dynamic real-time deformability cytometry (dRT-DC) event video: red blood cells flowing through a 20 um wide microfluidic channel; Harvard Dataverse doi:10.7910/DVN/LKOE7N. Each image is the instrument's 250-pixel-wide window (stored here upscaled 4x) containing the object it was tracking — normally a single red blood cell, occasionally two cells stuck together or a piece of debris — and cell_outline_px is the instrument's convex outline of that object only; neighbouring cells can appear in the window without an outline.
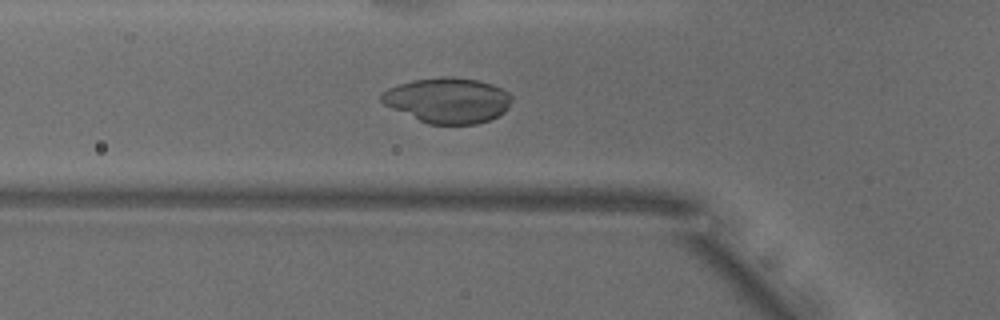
{"species": "common noctule bat (a hibernating species)", "species_latin": "Nyctalus noctula", "temperature_condition": "warm", "stored_images_in_passage": 46, "camera_frame_rate_fps": 3000, "um_per_image_px": 0.085, "animal": {"sex": "male", "body_mass_g": 18.8}, "frame": {"image": 1, "passage_image": 12, "time_ms": 3.667, "image_size_px": [1000, 320], "cell_outline_px": [[512, 100], [508, 108], [500, 116], [476, 124], [428, 124], [392, 108], [384, 104], [380, 100], [380, 96], [388, 88], [412, 80], [444, 76], [452, 76], [480, 80], [492, 84], [508, 92], [512, 96]], "centroid_in_image_um": [38.09, 8.52], "position_along_channel_um": 87.7, "area_um2": 34.45}}
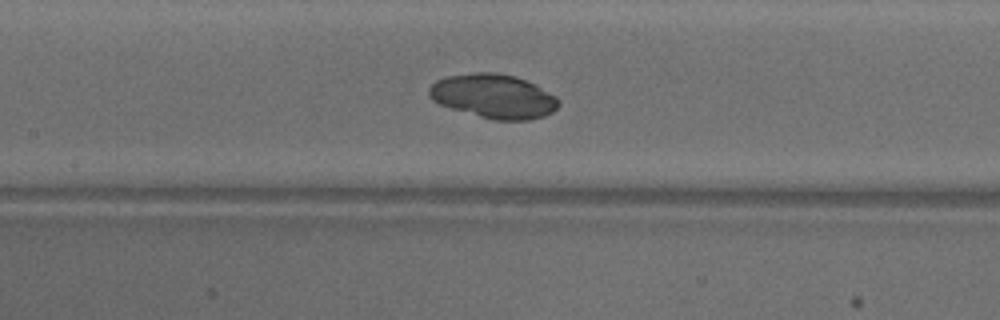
{"frame": {"image": 2, "passage_image": 18, "time_ms": 5.667, "image_size_px": [1000, 320], "cell_outline_px": [[560, 104], [552, 112], [544, 116], [528, 120], [496, 120], [480, 116], [452, 108], [440, 104], [432, 100], [428, 96], [428, 88], [436, 80], [444, 76], [476, 72], [496, 72], [512, 76], [524, 80], [556, 96], [560, 100]], "centroid_in_image_um": [41.93, 8.17], "position_along_channel_um": 165.5, "area_um2": 33.06}}
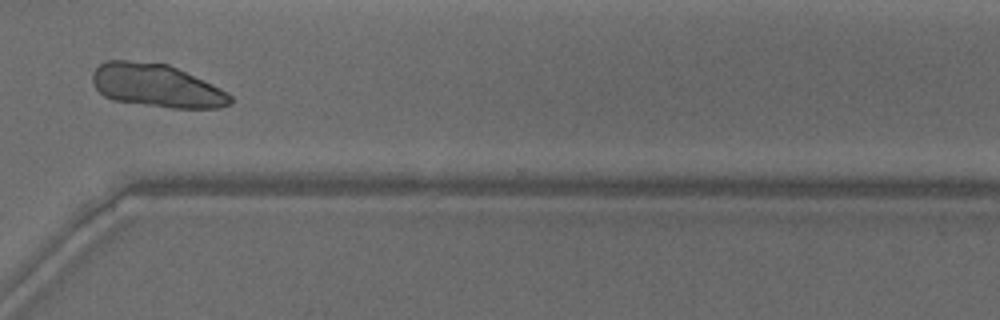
{"frame": {"image": 3, "passage_image": 33, "time_ms": 10.667, "image_size_px": [1000, 320], "cell_outline_px": [[232, 104], [220, 108], [172, 108], [112, 100], [104, 96], [92, 84], [92, 72], [100, 64], [108, 60], [128, 60], [168, 64], [212, 84], [228, 92], [232, 96]], "centroid_in_image_um": [13.31, 7.29], "position_along_channel_um": 357.3, "area_um2": 34.68}}